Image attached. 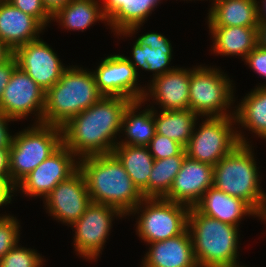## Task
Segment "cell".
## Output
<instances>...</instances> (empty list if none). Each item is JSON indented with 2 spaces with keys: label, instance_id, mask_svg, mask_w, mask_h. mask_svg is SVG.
Returning a JSON list of instances; mask_svg holds the SVG:
<instances>
[{
  "label": "cell",
  "instance_id": "6da1fadb",
  "mask_svg": "<svg viewBox=\"0 0 266 267\" xmlns=\"http://www.w3.org/2000/svg\"><path fill=\"white\" fill-rule=\"evenodd\" d=\"M131 102L125 97L102 96L62 127L63 144L78 159L112 153L119 141L124 111Z\"/></svg>",
  "mask_w": 266,
  "mask_h": 267
},
{
  "label": "cell",
  "instance_id": "7a4b0ae2",
  "mask_svg": "<svg viewBox=\"0 0 266 267\" xmlns=\"http://www.w3.org/2000/svg\"><path fill=\"white\" fill-rule=\"evenodd\" d=\"M79 169L85 177L93 203L115 207L128 216L144 199L113 153L82 157Z\"/></svg>",
  "mask_w": 266,
  "mask_h": 267
},
{
  "label": "cell",
  "instance_id": "3957f363",
  "mask_svg": "<svg viewBox=\"0 0 266 267\" xmlns=\"http://www.w3.org/2000/svg\"><path fill=\"white\" fill-rule=\"evenodd\" d=\"M89 70L67 66L59 81L45 92L44 124L62 128L102 97Z\"/></svg>",
  "mask_w": 266,
  "mask_h": 267
},
{
  "label": "cell",
  "instance_id": "277c9868",
  "mask_svg": "<svg viewBox=\"0 0 266 267\" xmlns=\"http://www.w3.org/2000/svg\"><path fill=\"white\" fill-rule=\"evenodd\" d=\"M187 229L199 267H238L239 227L189 209ZM238 253V254H237Z\"/></svg>",
  "mask_w": 266,
  "mask_h": 267
},
{
  "label": "cell",
  "instance_id": "5b68a950",
  "mask_svg": "<svg viewBox=\"0 0 266 267\" xmlns=\"http://www.w3.org/2000/svg\"><path fill=\"white\" fill-rule=\"evenodd\" d=\"M254 144H239L213 167V186L247 202L259 215L264 210L266 192L262 190Z\"/></svg>",
  "mask_w": 266,
  "mask_h": 267
},
{
  "label": "cell",
  "instance_id": "8992f818",
  "mask_svg": "<svg viewBox=\"0 0 266 267\" xmlns=\"http://www.w3.org/2000/svg\"><path fill=\"white\" fill-rule=\"evenodd\" d=\"M63 145L62 128L34 123L13 136L9 149L10 181L16 186Z\"/></svg>",
  "mask_w": 266,
  "mask_h": 267
},
{
  "label": "cell",
  "instance_id": "52a82bcc",
  "mask_svg": "<svg viewBox=\"0 0 266 267\" xmlns=\"http://www.w3.org/2000/svg\"><path fill=\"white\" fill-rule=\"evenodd\" d=\"M216 67L200 64L190 69V110L200 119L235 116V107H232L236 101L233 80ZM227 109H230V112Z\"/></svg>",
  "mask_w": 266,
  "mask_h": 267
},
{
  "label": "cell",
  "instance_id": "ba28073f",
  "mask_svg": "<svg viewBox=\"0 0 266 267\" xmlns=\"http://www.w3.org/2000/svg\"><path fill=\"white\" fill-rule=\"evenodd\" d=\"M203 120L199 125L196 121L192 137L185 147L189 158L215 166L237 145L250 144L240 126L235 127V117H204Z\"/></svg>",
  "mask_w": 266,
  "mask_h": 267
},
{
  "label": "cell",
  "instance_id": "9c48e42d",
  "mask_svg": "<svg viewBox=\"0 0 266 267\" xmlns=\"http://www.w3.org/2000/svg\"><path fill=\"white\" fill-rule=\"evenodd\" d=\"M189 207L164 198H144L128 216L136 218V234L146 244L164 241L187 229Z\"/></svg>",
  "mask_w": 266,
  "mask_h": 267
},
{
  "label": "cell",
  "instance_id": "30bf717a",
  "mask_svg": "<svg viewBox=\"0 0 266 267\" xmlns=\"http://www.w3.org/2000/svg\"><path fill=\"white\" fill-rule=\"evenodd\" d=\"M126 218L117 208L91 203L82 216L70 227L73 230V246L77 256L87 261H97L113 228L114 218ZM96 259V260H95Z\"/></svg>",
  "mask_w": 266,
  "mask_h": 267
},
{
  "label": "cell",
  "instance_id": "8fae6325",
  "mask_svg": "<svg viewBox=\"0 0 266 267\" xmlns=\"http://www.w3.org/2000/svg\"><path fill=\"white\" fill-rule=\"evenodd\" d=\"M44 104L45 91L17 66L3 90L0 110L16 121L32 114L34 123H43Z\"/></svg>",
  "mask_w": 266,
  "mask_h": 267
},
{
  "label": "cell",
  "instance_id": "7c38bea8",
  "mask_svg": "<svg viewBox=\"0 0 266 267\" xmlns=\"http://www.w3.org/2000/svg\"><path fill=\"white\" fill-rule=\"evenodd\" d=\"M92 73L102 96L125 97L132 102L143 99L146 87L138 83L137 71L124 54L108 55Z\"/></svg>",
  "mask_w": 266,
  "mask_h": 267
},
{
  "label": "cell",
  "instance_id": "4fadbf2b",
  "mask_svg": "<svg viewBox=\"0 0 266 267\" xmlns=\"http://www.w3.org/2000/svg\"><path fill=\"white\" fill-rule=\"evenodd\" d=\"M78 168L79 159L63 144L16 185V192L44 200L61 181Z\"/></svg>",
  "mask_w": 266,
  "mask_h": 267
},
{
  "label": "cell",
  "instance_id": "5bb4252c",
  "mask_svg": "<svg viewBox=\"0 0 266 267\" xmlns=\"http://www.w3.org/2000/svg\"><path fill=\"white\" fill-rule=\"evenodd\" d=\"M44 207L57 222L72 226L92 203L82 171L78 168L61 181L43 200Z\"/></svg>",
  "mask_w": 266,
  "mask_h": 267
},
{
  "label": "cell",
  "instance_id": "9a60e30c",
  "mask_svg": "<svg viewBox=\"0 0 266 267\" xmlns=\"http://www.w3.org/2000/svg\"><path fill=\"white\" fill-rule=\"evenodd\" d=\"M14 56L17 66L45 92L59 81L67 68L52 47L41 38L17 48Z\"/></svg>",
  "mask_w": 266,
  "mask_h": 267
},
{
  "label": "cell",
  "instance_id": "2e32d148",
  "mask_svg": "<svg viewBox=\"0 0 266 267\" xmlns=\"http://www.w3.org/2000/svg\"><path fill=\"white\" fill-rule=\"evenodd\" d=\"M190 68L177 67L165 74L152 78L145 85L142 102L152 99L161 110H187L189 104Z\"/></svg>",
  "mask_w": 266,
  "mask_h": 267
},
{
  "label": "cell",
  "instance_id": "e0dca14e",
  "mask_svg": "<svg viewBox=\"0 0 266 267\" xmlns=\"http://www.w3.org/2000/svg\"><path fill=\"white\" fill-rule=\"evenodd\" d=\"M213 167L210 164L184 158L169 193L164 199L194 207L202 195L213 186Z\"/></svg>",
  "mask_w": 266,
  "mask_h": 267
},
{
  "label": "cell",
  "instance_id": "ac0fdd59",
  "mask_svg": "<svg viewBox=\"0 0 266 267\" xmlns=\"http://www.w3.org/2000/svg\"><path fill=\"white\" fill-rule=\"evenodd\" d=\"M162 0H103L107 26L116 36L132 37ZM146 20V21H145Z\"/></svg>",
  "mask_w": 266,
  "mask_h": 267
},
{
  "label": "cell",
  "instance_id": "d6986e66",
  "mask_svg": "<svg viewBox=\"0 0 266 267\" xmlns=\"http://www.w3.org/2000/svg\"><path fill=\"white\" fill-rule=\"evenodd\" d=\"M170 42L161 33L147 32L139 36L132 44V58L125 57L135 67L138 77H140L139 68H141L142 70L152 72V78H155L176 68L169 66L173 59V47Z\"/></svg>",
  "mask_w": 266,
  "mask_h": 267
},
{
  "label": "cell",
  "instance_id": "ffe728a7",
  "mask_svg": "<svg viewBox=\"0 0 266 267\" xmlns=\"http://www.w3.org/2000/svg\"><path fill=\"white\" fill-rule=\"evenodd\" d=\"M147 245L140 267H199L188 229L176 237Z\"/></svg>",
  "mask_w": 266,
  "mask_h": 267
},
{
  "label": "cell",
  "instance_id": "44dd1931",
  "mask_svg": "<svg viewBox=\"0 0 266 267\" xmlns=\"http://www.w3.org/2000/svg\"><path fill=\"white\" fill-rule=\"evenodd\" d=\"M46 29L36 18L23 13L7 0H0V40L13 51L38 40Z\"/></svg>",
  "mask_w": 266,
  "mask_h": 267
},
{
  "label": "cell",
  "instance_id": "7402d4cb",
  "mask_svg": "<svg viewBox=\"0 0 266 267\" xmlns=\"http://www.w3.org/2000/svg\"><path fill=\"white\" fill-rule=\"evenodd\" d=\"M194 208L201 214L239 227L245 216L260 218V215L244 200L210 187ZM242 219V220H241Z\"/></svg>",
  "mask_w": 266,
  "mask_h": 267
},
{
  "label": "cell",
  "instance_id": "603a6c76",
  "mask_svg": "<svg viewBox=\"0 0 266 267\" xmlns=\"http://www.w3.org/2000/svg\"><path fill=\"white\" fill-rule=\"evenodd\" d=\"M258 27H209L212 37L211 53L221 56H240L242 61L258 45ZM213 51V52H212Z\"/></svg>",
  "mask_w": 266,
  "mask_h": 267
},
{
  "label": "cell",
  "instance_id": "cb8c5ba5",
  "mask_svg": "<svg viewBox=\"0 0 266 267\" xmlns=\"http://www.w3.org/2000/svg\"><path fill=\"white\" fill-rule=\"evenodd\" d=\"M208 27H258L257 0H210Z\"/></svg>",
  "mask_w": 266,
  "mask_h": 267
},
{
  "label": "cell",
  "instance_id": "d4e9b609",
  "mask_svg": "<svg viewBox=\"0 0 266 267\" xmlns=\"http://www.w3.org/2000/svg\"><path fill=\"white\" fill-rule=\"evenodd\" d=\"M144 104L147 103L134 101L125 109L121 125L124 139H120L119 136L121 141H118L117 145L147 146L154 138L156 133L154 109L147 104L146 108L140 111Z\"/></svg>",
  "mask_w": 266,
  "mask_h": 267
},
{
  "label": "cell",
  "instance_id": "484cf974",
  "mask_svg": "<svg viewBox=\"0 0 266 267\" xmlns=\"http://www.w3.org/2000/svg\"><path fill=\"white\" fill-rule=\"evenodd\" d=\"M100 3V0H72L52 17V21L63 29L78 32L86 31L98 21L108 24Z\"/></svg>",
  "mask_w": 266,
  "mask_h": 267
},
{
  "label": "cell",
  "instance_id": "4316f807",
  "mask_svg": "<svg viewBox=\"0 0 266 267\" xmlns=\"http://www.w3.org/2000/svg\"><path fill=\"white\" fill-rule=\"evenodd\" d=\"M236 125L266 141V87L256 86L235 105Z\"/></svg>",
  "mask_w": 266,
  "mask_h": 267
},
{
  "label": "cell",
  "instance_id": "83f0119b",
  "mask_svg": "<svg viewBox=\"0 0 266 267\" xmlns=\"http://www.w3.org/2000/svg\"><path fill=\"white\" fill-rule=\"evenodd\" d=\"M150 105L148 106L154 109L156 134L164 135L186 147L192 137L196 121L200 120L199 116L190 109L158 112L152 102Z\"/></svg>",
  "mask_w": 266,
  "mask_h": 267
},
{
  "label": "cell",
  "instance_id": "f1b7e54d",
  "mask_svg": "<svg viewBox=\"0 0 266 267\" xmlns=\"http://www.w3.org/2000/svg\"><path fill=\"white\" fill-rule=\"evenodd\" d=\"M121 162L125 171L143 194L149 188V176L154 158L147 146L116 145L112 152Z\"/></svg>",
  "mask_w": 266,
  "mask_h": 267
},
{
  "label": "cell",
  "instance_id": "f546056e",
  "mask_svg": "<svg viewBox=\"0 0 266 267\" xmlns=\"http://www.w3.org/2000/svg\"><path fill=\"white\" fill-rule=\"evenodd\" d=\"M186 155H177L154 160L149 176V188L142 194L144 198H164L180 171Z\"/></svg>",
  "mask_w": 266,
  "mask_h": 267
},
{
  "label": "cell",
  "instance_id": "4dcf8cb0",
  "mask_svg": "<svg viewBox=\"0 0 266 267\" xmlns=\"http://www.w3.org/2000/svg\"><path fill=\"white\" fill-rule=\"evenodd\" d=\"M44 262L35 249L22 247L18 243L1 258L0 267H43Z\"/></svg>",
  "mask_w": 266,
  "mask_h": 267
},
{
  "label": "cell",
  "instance_id": "1f68e13d",
  "mask_svg": "<svg viewBox=\"0 0 266 267\" xmlns=\"http://www.w3.org/2000/svg\"><path fill=\"white\" fill-rule=\"evenodd\" d=\"M20 221L10 214H0V260L20 241Z\"/></svg>",
  "mask_w": 266,
  "mask_h": 267
},
{
  "label": "cell",
  "instance_id": "d6a6232c",
  "mask_svg": "<svg viewBox=\"0 0 266 267\" xmlns=\"http://www.w3.org/2000/svg\"><path fill=\"white\" fill-rule=\"evenodd\" d=\"M154 160L165 159L177 155H186L185 147L164 135L156 134L147 145Z\"/></svg>",
  "mask_w": 266,
  "mask_h": 267
},
{
  "label": "cell",
  "instance_id": "836d02e7",
  "mask_svg": "<svg viewBox=\"0 0 266 267\" xmlns=\"http://www.w3.org/2000/svg\"><path fill=\"white\" fill-rule=\"evenodd\" d=\"M23 13L36 18L45 28L52 21V16L45 9L42 0H7Z\"/></svg>",
  "mask_w": 266,
  "mask_h": 267
},
{
  "label": "cell",
  "instance_id": "e575fe53",
  "mask_svg": "<svg viewBox=\"0 0 266 267\" xmlns=\"http://www.w3.org/2000/svg\"><path fill=\"white\" fill-rule=\"evenodd\" d=\"M251 70H254L260 77L266 80V49L257 45L252 51L248 53L243 60ZM258 87H266L265 84H258Z\"/></svg>",
  "mask_w": 266,
  "mask_h": 267
},
{
  "label": "cell",
  "instance_id": "d590c367",
  "mask_svg": "<svg viewBox=\"0 0 266 267\" xmlns=\"http://www.w3.org/2000/svg\"><path fill=\"white\" fill-rule=\"evenodd\" d=\"M11 121L16 120L8 117L0 110V149L2 150H9L12 145L14 135L10 134L8 128V123Z\"/></svg>",
  "mask_w": 266,
  "mask_h": 267
},
{
  "label": "cell",
  "instance_id": "8d00e7d4",
  "mask_svg": "<svg viewBox=\"0 0 266 267\" xmlns=\"http://www.w3.org/2000/svg\"><path fill=\"white\" fill-rule=\"evenodd\" d=\"M17 67V61L13 55L8 61L0 64V102L3 95V90L9 83L11 74Z\"/></svg>",
  "mask_w": 266,
  "mask_h": 267
},
{
  "label": "cell",
  "instance_id": "74e56055",
  "mask_svg": "<svg viewBox=\"0 0 266 267\" xmlns=\"http://www.w3.org/2000/svg\"><path fill=\"white\" fill-rule=\"evenodd\" d=\"M16 192V186L9 180L0 176V207L13 201Z\"/></svg>",
  "mask_w": 266,
  "mask_h": 267
},
{
  "label": "cell",
  "instance_id": "f35d334b",
  "mask_svg": "<svg viewBox=\"0 0 266 267\" xmlns=\"http://www.w3.org/2000/svg\"><path fill=\"white\" fill-rule=\"evenodd\" d=\"M72 0H42L47 12L53 17Z\"/></svg>",
  "mask_w": 266,
  "mask_h": 267
},
{
  "label": "cell",
  "instance_id": "ab89813d",
  "mask_svg": "<svg viewBox=\"0 0 266 267\" xmlns=\"http://www.w3.org/2000/svg\"><path fill=\"white\" fill-rule=\"evenodd\" d=\"M0 176L10 181L9 150L0 149Z\"/></svg>",
  "mask_w": 266,
  "mask_h": 267
},
{
  "label": "cell",
  "instance_id": "60d3db41",
  "mask_svg": "<svg viewBox=\"0 0 266 267\" xmlns=\"http://www.w3.org/2000/svg\"><path fill=\"white\" fill-rule=\"evenodd\" d=\"M14 55V51L0 40V64L8 61Z\"/></svg>",
  "mask_w": 266,
  "mask_h": 267
},
{
  "label": "cell",
  "instance_id": "b9f144b4",
  "mask_svg": "<svg viewBox=\"0 0 266 267\" xmlns=\"http://www.w3.org/2000/svg\"><path fill=\"white\" fill-rule=\"evenodd\" d=\"M257 39L258 45L266 49V22H258Z\"/></svg>",
  "mask_w": 266,
  "mask_h": 267
},
{
  "label": "cell",
  "instance_id": "7bdbcfd3",
  "mask_svg": "<svg viewBox=\"0 0 266 267\" xmlns=\"http://www.w3.org/2000/svg\"><path fill=\"white\" fill-rule=\"evenodd\" d=\"M256 2L258 22H266V0H257Z\"/></svg>",
  "mask_w": 266,
  "mask_h": 267
},
{
  "label": "cell",
  "instance_id": "ee69618b",
  "mask_svg": "<svg viewBox=\"0 0 266 267\" xmlns=\"http://www.w3.org/2000/svg\"><path fill=\"white\" fill-rule=\"evenodd\" d=\"M259 219H261L262 221L264 220V221H265L264 223H266V203H265L264 210H263V212L261 213Z\"/></svg>",
  "mask_w": 266,
  "mask_h": 267
}]
</instances>
